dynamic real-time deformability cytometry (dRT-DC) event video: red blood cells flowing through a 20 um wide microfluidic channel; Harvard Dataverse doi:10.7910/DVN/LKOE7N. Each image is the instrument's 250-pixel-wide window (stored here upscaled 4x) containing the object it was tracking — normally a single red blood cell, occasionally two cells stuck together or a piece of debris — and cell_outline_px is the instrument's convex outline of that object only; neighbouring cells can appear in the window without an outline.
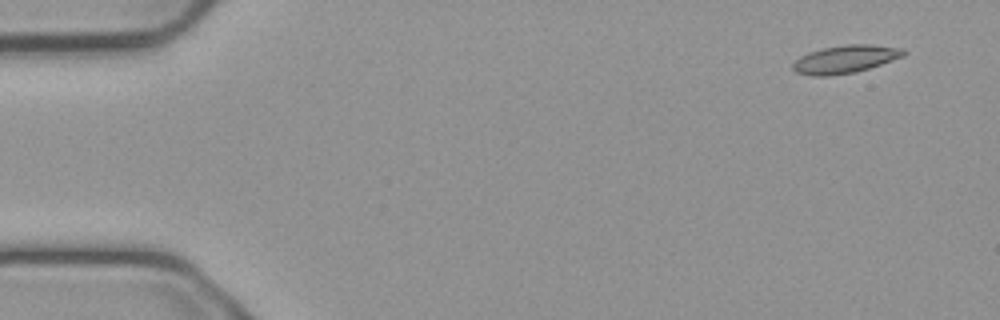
{"species": "common noctule bat (a hibernating species)", "species_latin": "Nyctalus noctula", "temperature_condition": "cold", "stored_images_in_passage": 6, "camera_frame_rate_fps": 3000, "um_per_image_px": 0.085, "animal": {"sex": "male", "body_mass_g": 23.1, "forearm_length_mm": 52.7}, "frame": {"image": 1, "passage_image": 1, "time_ms": 0.0, "image_size_px": [1000, 320], "cell_outline_px": [[908, 52], [904, 56], [856, 72], [828, 76], [812, 76], [796, 72], [792, 68], [792, 64], [800, 56], [808, 52], [824, 48], [844, 44], [872, 44], [904, 48]], "centroid_in_image_um": [71.86, 5.02], "position_along_channel_um": 13.1, "area_um2": 18.09}}
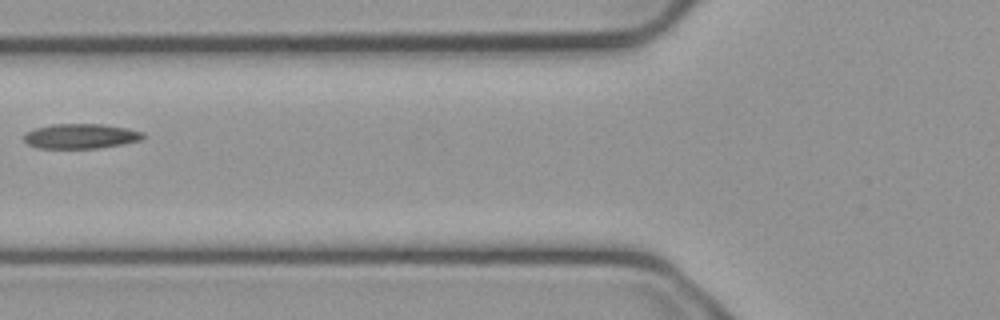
{"frame": {"image": 2, "passage_image": 5, "time_ms": 1.333, "image_size_px": [1000, 320], "cell_outline_px": [[144, 136], [140, 140], [124, 144], [96, 148], [40, 148], [28, 144], [24, 140], [24, 132], [36, 128], [52, 124], [104, 124], [128, 128], [144, 132]], "centroid_in_image_um": [6.87, 11.57], "position_along_channel_um": 118.9, "area_um2": 17.28}}
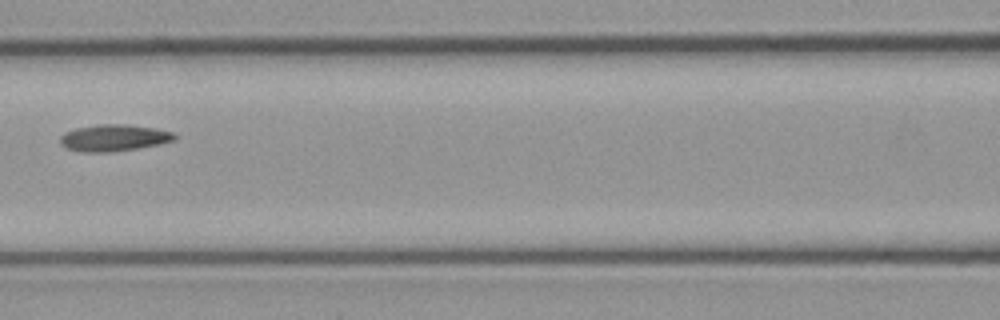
{"frame": {"image": 3, "passage_image": 6, "time_ms": 1.667, "image_size_px": [1000, 320], "cell_outline_px": [[176, 140], [160, 144], [136, 148], [108, 152], [80, 152], [68, 148], [60, 144], [60, 136], [64, 132], [76, 128], [100, 124], [128, 124], [156, 128], [172, 132], [176, 136]], "centroid_in_image_um": [9.67, 11.71], "position_along_channel_um": 156.9, "area_um2": 17.8}}